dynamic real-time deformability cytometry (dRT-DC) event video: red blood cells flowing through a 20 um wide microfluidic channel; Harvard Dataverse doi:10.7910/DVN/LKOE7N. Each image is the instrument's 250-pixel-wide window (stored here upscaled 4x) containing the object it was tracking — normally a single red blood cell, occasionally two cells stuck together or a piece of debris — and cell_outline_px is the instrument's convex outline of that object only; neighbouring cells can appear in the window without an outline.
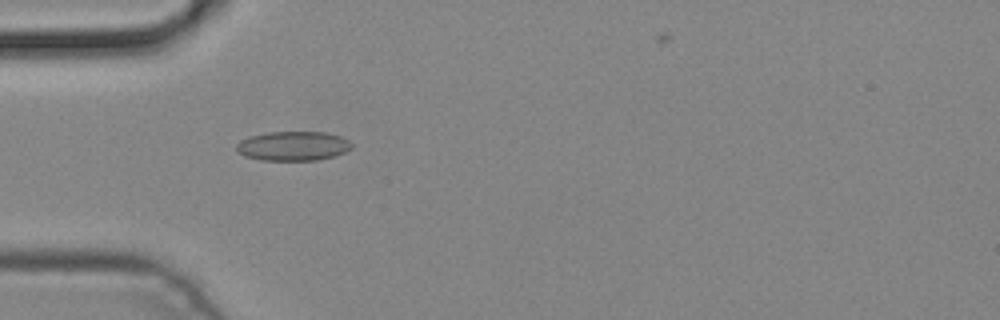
{"species": "common noctule bat (a hibernating species)", "species_latin": "Nyctalus noctula", "temperature_condition": "cold", "stored_images_in_passage": 5, "camera_frame_rate_fps": 3000, "um_per_image_px": 0.085, "animal": {"sex": "male", "body_mass_g": 19.2, "forearm_length_mm": 51.8}, "frame": {"image": 1, "passage_image": 4, "time_ms": 1.0, "image_size_px": [1000, 320], "cell_outline_px": [[352, 148], [336, 156], [316, 160], [260, 160], [244, 156], [236, 152], [236, 144], [240, 140], [248, 136], [268, 132], [324, 132], [340, 136], [348, 140], [352, 144]], "centroid_in_image_um": [24.88, 12.41], "position_along_channel_um": 60.1, "area_um2": 19.88}}
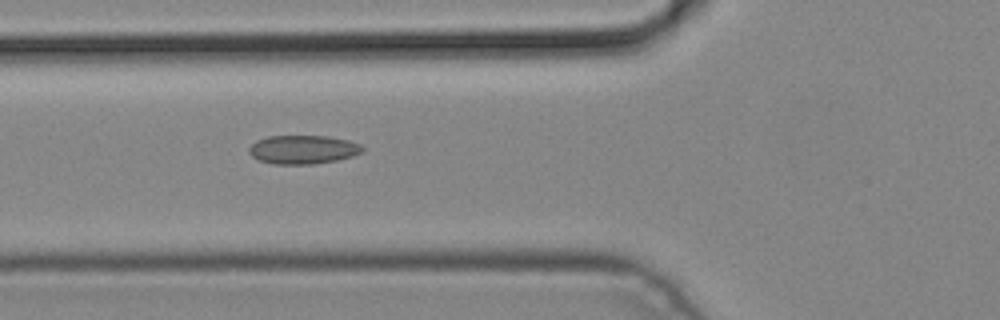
{"frame": {"image": 2, "passage_image": 5, "time_ms": 1.333, "image_size_px": [1000, 320], "cell_outline_px": [[364, 152], [352, 156], [336, 160], [316, 164], [272, 164], [260, 160], [252, 156], [248, 152], [248, 148], [256, 140], [268, 136], [328, 136], [348, 140], [360, 144], [364, 148]], "centroid_in_image_um": [25.76, 12.71], "position_along_channel_um": 100.0, "area_um2": 19.07}}